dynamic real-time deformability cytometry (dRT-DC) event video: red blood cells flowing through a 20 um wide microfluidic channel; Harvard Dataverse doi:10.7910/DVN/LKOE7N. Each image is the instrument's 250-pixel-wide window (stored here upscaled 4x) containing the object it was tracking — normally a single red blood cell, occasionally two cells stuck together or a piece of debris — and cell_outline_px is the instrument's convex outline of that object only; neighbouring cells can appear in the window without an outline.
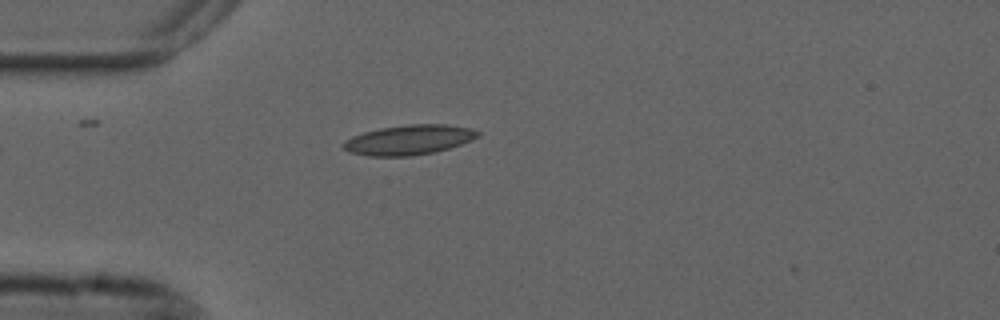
{"species": "common noctule bat (a hibernating species)", "species_latin": "Nyctalus noctula", "temperature_condition": "cold", "stored_images_in_passage": 41, "camera_frame_rate_fps": 3000, "um_per_image_px": 0.085, "animal": {"sex": "male", "forearm_length_mm": 52.5}, "frame": {"image": 1, "passage_image": 1, "time_ms": 0.0, "image_size_px": [1000, 320], "cell_outline_px": [[480, 136], [472, 140], [436, 152], [412, 156], [368, 156], [348, 152], [344, 148], [344, 140], [352, 136], [364, 132], [380, 128], [408, 124], [444, 124], [472, 128], [480, 132]], "centroid_in_image_um": [34.77, 11.89], "position_along_channel_um": 50.2, "area_um2": 23.47}}
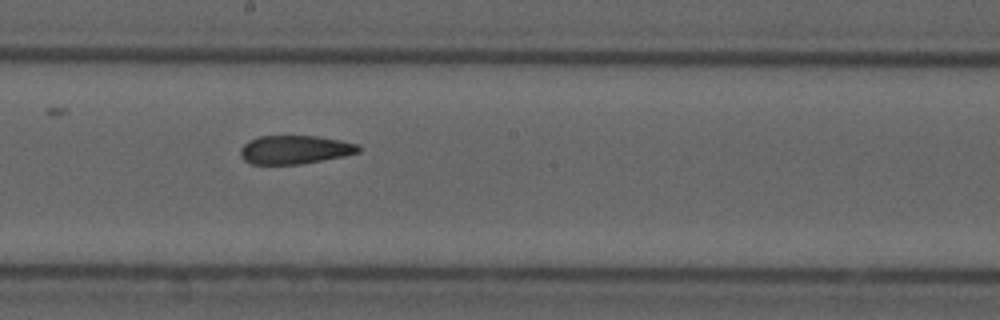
{"frame": {"image": 2, "passage_image": 16, "time_ms": 5.0, "image_size_px": [1000, 320], "cell_outline_px": [[360, 152], [344, 156], [300, 164], [252, 164], [244, 160], [240, 156], [240, 148], [248, 140], [260, 136], [320, 136], [360, 144]], "centroid_in_image_um": [25.06, 12.71], "position_along_channel_um": 223.1, "area_um2": 19.77}}
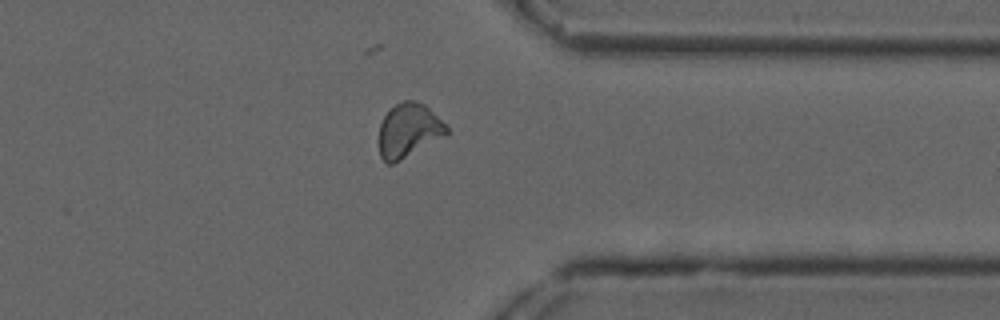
{"frame": {"image": 3, "passage_image": 29, "time_ms": 9.333, "image_size_px": [1000, 320], "cell_outline_px": [[448, 132], [444, 136], [400, 160], [392, 164], [388, 164], [380, 156], [376, 140], [380, 124], [384, 116], [396, 104], [404, 100], [412, 100], [424, 104], [448, 128]], "centroid_in_image_um": [34.66, 11.1], "position_along_channel_um": 376.7, "area_um2": 21.1}, "authors_computed_cell_mechanics": {"area_um2": 20.9236, "velocity_mm_per_s": 3.6847, "shape_relaxation_time_tau1_ms": null, "shape_relaxation_time_tau2_ms": 3.3611, "deformation_change_tau1": null, "deformation_change_tau2": 0.1055}}